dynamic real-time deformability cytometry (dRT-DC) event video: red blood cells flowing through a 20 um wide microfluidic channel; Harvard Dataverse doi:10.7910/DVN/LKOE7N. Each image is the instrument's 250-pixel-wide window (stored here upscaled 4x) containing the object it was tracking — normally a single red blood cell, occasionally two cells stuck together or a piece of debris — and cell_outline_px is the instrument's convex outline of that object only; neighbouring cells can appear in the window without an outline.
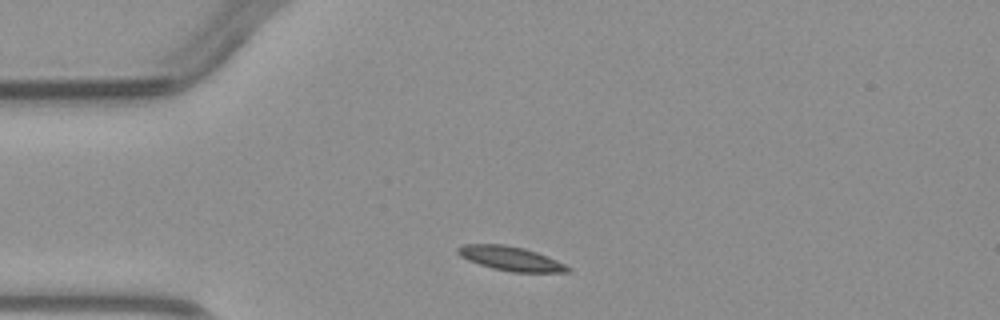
{"species": "common noctule bat (a hibernating species)", "species_latin": "Nyctalus noctula", "temperature_condition": "warm", "stored_images_in_passage": 4, "camera_frame_rate_fps": 3000, "um_per_image_px": 0.085, "animal": {"sex": "male", "body_mass_g": 23.1, "forearm_length_mm": 52.7}, "frame": {"image": 1, "passage_image": 1, "time_ms": 0.0, "image_size_px": [1000, 320], "cell_outline_px": [[572, 272], [512, 272], [492, 268], [468, 260], [460, 256], [456, 252], [456, 248], [464, 244], [504, 244], [524, 248], [548, 256], [572, 268]], "centroid_in_image_um": [43.41, 21.97], "position_along_channel_um": 41.6, "area_um2": 15.55}}
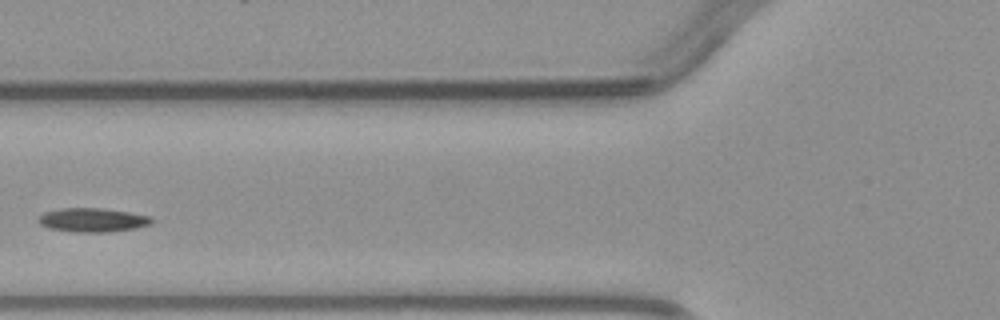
{"frame": {"image": 2, "passage_image": 3, "time_ms": 2.333, "image_size_px": [1000, 320], "cell_outline_px": [[152, 224], [136, 228], [108, 232], [76, 232], [48, 228], [40, 224], [36, 220], [44, 212], [60, 208], [100, 208], [128, 212], [152, 216]], "centroid_in_image_um": [7.86, 18.7], "position_along_channel_um": 117.9, "area_um2": 15.84}}
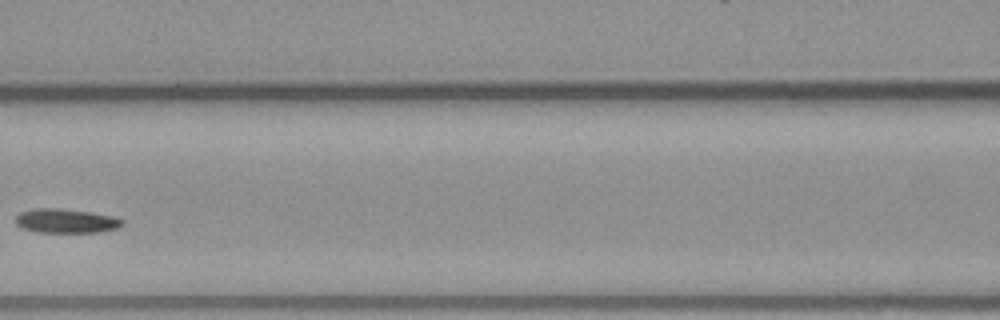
{"frame": {"image": 3, "passage_image": 4, "time_ms": 3.333, "image_size_px": [1000, 320], "cell_outline_px": [[124, 224], [116, 228], [100, 232], [36, 232], [20, 228], [16, 224], [16, 216], [20, 212], [36, 208], [60, 208], [88, 212], [112, 216], [124, 220]], "centroid_in_image_um": [5.58, 18.78], "position_along_channel_um": 161.0, "area_um2": 15.03}}